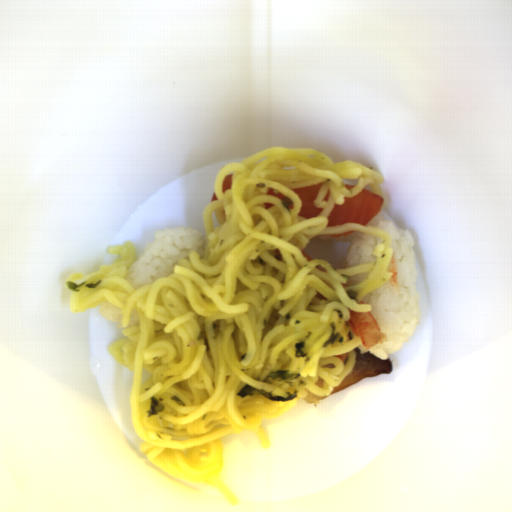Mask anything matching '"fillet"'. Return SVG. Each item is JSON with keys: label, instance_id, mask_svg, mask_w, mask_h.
Here are the masks:
<instances>
[{"label": "fillet", "instance_id": "fillet-4", "mask_svg": "<svg viewBox=\"0 0 512 512\" xmlns=\"http://www.w3.org/2000/svg\"><path fill=\"white\" fill-rule=\"evenodd\" d=\"M324 183H317L314 185L290 189L293 190L300 199L301 208L298 216L309 219L321 214L323 208H317L314 205V200L319 194Z\"/></svg>", "mask_w": 512, "mask_h": 512}, {"label": "fillet", "instance_id": "fillet-5", "mask_svg": "<svg viewBox=\"0 0 512 512\" xmlns=\"http://www.w3.org/2000/svg\"><path fill=\"white\" fill-rule=\"evenodd\" d=\"M265 193L267 195H272V196L276 197L277 199L281 200L287 206V208L290 210L294 207L293 203L291 202V200L288 197H286L284 194L280 193L279 191L275 190L273 187L268 188Z\"/></svg>", "mask_w": 512, "mask_h": 512}, {"label": "fillet", "instance_id": "fillet-10", "mask_svg": "<svg viewBox=\"0 0 512 512\" xmlns=\"http://www.w3.org/2000/svg\"><path fill=\"white\" fill-rule=\"evenodd\" d=\"M343 184L347 190H352L353 188L356 187L354 184H350V183H343Z\"/></svg>", "mask_w": 512, "mask_h": 512}, {"label": "fillet", "instance_id": "fillet-3", "mask_svg": "<svg viewBox=\"0 0 512 512\" xmlns=\"http://www.w3.org/2000/svg\"><path fill=\"white\" fill-rule=\"evenodd\" d=\"M346 329L351 338L359 337L358 345L360 352H367L375 345L382 343L386 337L379 329L375 317L368 312H355L349 309V320L346 322Z\"/></svg>", "mask_w": 512, "mask_h": 512}, {"label": "fillet", "instance_id": "fillet-8", "mask_svg": "<svg viewBox=\"0 0 512 512\" xmlns=\"http://www.w3.org/2000/svg\"><path fill=\"white\" fill-rule=\"evenodd\" d=\"M263 205H264L265 209H269V208H271L272 206H276L275 204H273L272 202H269V201H265V202L263 203Z\"/></svg>", "mask_w": 512, "mask_h": 512}, {"label": "fillet", "instance_id": "fillet-7", "mask_svg": "<svg viewBox=\"0 0 512 512\" xmlns=\"http://www.w3.org/2000/svg\"><path fill=\"white\" fill-rule=\"evenodd\" d=\"M355 231L357 230H348V231H344V232H340V233H336V234H329L331 237H335V238H343V237H347L349 235H352L355 233Z\"/></svg>", "mask_w": 512, "mask_h": 512}, {"label": "fillet", "instance_id": "fillet-1", "mask_svg": "<svg viewBox=\"0 0 512 512\" xmlns=\"http://www.w3.org/2000/svg\"><path fill=\"white\" fill-rule=\"evenodd\" d=\"M384 197L379 193H371L363 189L354 197H344V204L335 203L327 217L328 227H339L344 224H357L367 227L373 217L382 211Z\"/></svg>", "mask_w": 512, "mask_h": 512}, {"label": "fillet", "instance_id": "fillet-11", "mask_svg": "<svg viewBox=\"0 0 512 512\" xmlns=\"http://www.w3.org/2000/svg\"><path fill=\"white\" fill-rule=\"evenodd\" d=\"M330 192L331 190L328 189L327 193L325 194L324 198L322 201H328L329 202V196H330Z\"/></svg>", "mask_w": 512, "mask_h": 512}, {"label": "fillet", "instance_id": "fillet-12", "mask_svg": "<svg viewBox=\"0 0 512 512\" xmlns=\"http://www.w3.org/2000/svg\"><path fill=\"white\" fill-rule=\"evenodd\" d=\"M217 200H219V198H218V196H217L216 192H214V194H213V196H212V198H211L210 203H211V202H216Z\"/></svg>", "mask_w": 512, "mask_h": 512}, {"label": "fillet", "instance_id": "fillet-9", "mask_svg": "<svg viewBox=\"0 0 512 512\" xmlns=\"http://www.w3.org/2000/svg\"><path fill=\"white\" fill-rule=\"evenodd\" d=\"M301 252H302V255L304 256V258L307 260L308 263L313 260V258H311L307 253H305L302 250H301Z\"/></svg>", "mask_w": 512, "mask_h": 512}, {"label": "fillet", "instance_id": "fillet-2", "mask_svg": "<svg viewBox=\"0 0 512 512\" xmlns=\"http://www.w3.org/2000/svg\"><path fill=\"white\" fill-rule=\"evenodd\" d=\"M355 354L356 358L352 370L340 384L333 387L331 393L339 392L365 378H375L391 373L393 362L390 360L378 357L370 351H360L355 352Z\"/></svg>", "mask_w": 512, "mask_h": 512}, {"label": "fillet", "instance_id": "fillet-6", "mask_svg": "<svg viewBox=\"0 0 512 512\" xmlns=\"http://www.w3.org/2000/svg\"><path fill=\"white\" fill-rule=\"evenodd\" d=\"M232 180H233V173L232 174H228L227 176H225V178H224V180L222 182L223 193L226 192L229 189H232Z\"/></svg>", "mask_w": 512, "mask_h": 512}]
</instances>
